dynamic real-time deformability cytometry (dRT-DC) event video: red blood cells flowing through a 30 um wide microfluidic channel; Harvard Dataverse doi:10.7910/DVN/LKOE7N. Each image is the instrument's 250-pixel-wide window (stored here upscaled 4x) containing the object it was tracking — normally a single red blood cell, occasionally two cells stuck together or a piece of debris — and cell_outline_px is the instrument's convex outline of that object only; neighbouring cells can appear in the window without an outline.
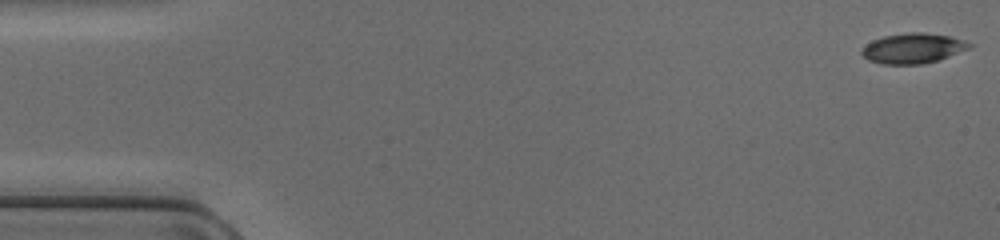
{"species": "common noctule bat (a hibernating species)", "species_latin": "Nyctalus noctula", "temperature_condition": "cold", "stored_images_in_passage": 48, "camera_frame_rate_fps": 3000, "um_per_image_px": 0.085, "animal": {"sex": "female", "body_mass_g": 17.0, "forearm_length_mm": 48.0}, "frame": {"image": 1, "passage_image": 1, "time_ms": 0.0, "image_size_px": [1000, 240], "cell_outline_px": [[972, 48], [924, 64], [880, 64], [868, 60], [860, 52], [872, 40], [884, 36], [908, 32], [924, 32], [948, 36], [964, 40], [972, 44]], "centroid_in_image_um": [77.61, 4.1], "position_along_channel_um": 7.4, "area_um2": 18.79}}
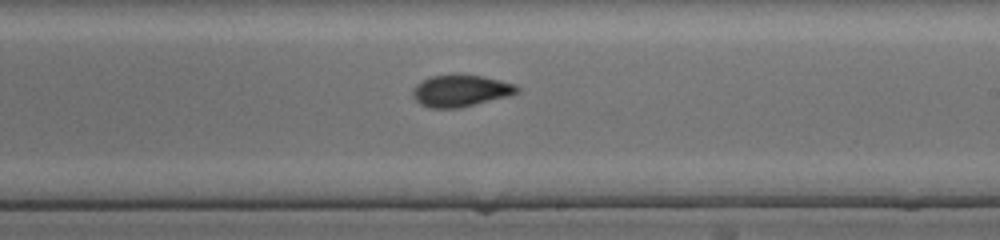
{"frame": {"image": 2, "passage_image": 28, "time_ms": 9.0, "image_size_px": [1000, 240], "cell_outline_px": [[520, 92], [508, 96], [460, 108], [428, 108], [420, 104], [412, 96], [412, 92], [416, 84], [420, 80], [428, 76], [484, 76], [516, 84], [520, 88]], "centroid_in_image_um": [39.15, 7.73], "position_along_channel_um": 249.9, "area_um2": 19.25}}
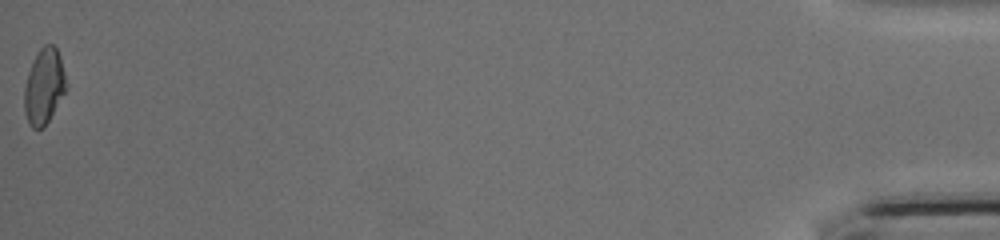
{"frame": {"image": 3, "passage_image": 48, "time_ms": 15.667, "image_size_px": [1000, 240], "cell_outline_px": [[68, 88], [44, 128], [32, 128], [28, 124], [24, 112], [24, 88], [28, 72], [40, 48], [44, 44], [52, 44], [56, 48], [60, 56]], "centroid_in_image_um": [3.75, 7.37], "position_along_channel_um": 431.5, "area_um2": 18.5}}